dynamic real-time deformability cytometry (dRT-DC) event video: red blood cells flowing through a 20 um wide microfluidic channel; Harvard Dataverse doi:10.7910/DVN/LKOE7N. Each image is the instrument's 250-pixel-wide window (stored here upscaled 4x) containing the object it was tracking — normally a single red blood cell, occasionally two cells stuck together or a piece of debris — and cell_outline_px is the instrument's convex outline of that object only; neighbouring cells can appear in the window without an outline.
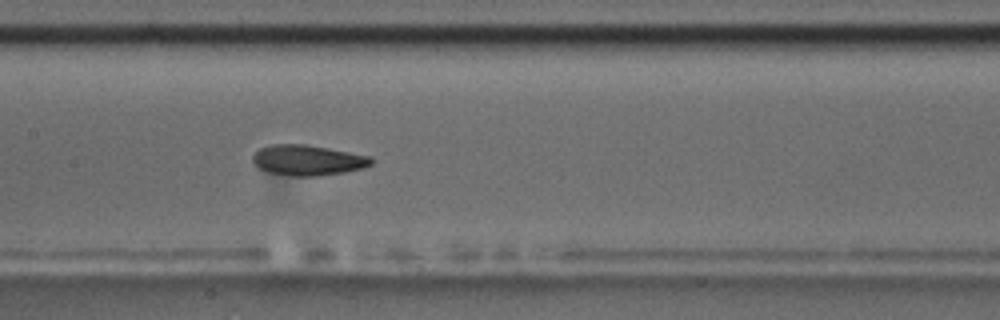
{"species": "common noctule bat (a hibernating species)", "species_latin": "Nyctalus noctula", "temperature_condition": "room temperature", "stored_images_in_passage": 8, "camera_frame_rate_fps": 3000, "um_per_image_px": 0.085, "animal": {"sex": "male", "body_mass_g": 17.5, "forearm_length_mm": 52.3}, "frame": {"image": 1, "passage_image": 8, "time_ms": 8.667, "image_size_px": [1000, 320], "cell_outline_px": [[372, 164], [364, 168], [344, 172], [316, 176], [292, 176], [268, 172], [260, 168], [252, 160], [252, 156], [260, 148], [272, 144], [304, 144], [328, 148], [372, 156]], "centroid_in_image_um": [26.18, 13.61], "position_along_channel_um": 181.2, "area_um2": 20.98}}